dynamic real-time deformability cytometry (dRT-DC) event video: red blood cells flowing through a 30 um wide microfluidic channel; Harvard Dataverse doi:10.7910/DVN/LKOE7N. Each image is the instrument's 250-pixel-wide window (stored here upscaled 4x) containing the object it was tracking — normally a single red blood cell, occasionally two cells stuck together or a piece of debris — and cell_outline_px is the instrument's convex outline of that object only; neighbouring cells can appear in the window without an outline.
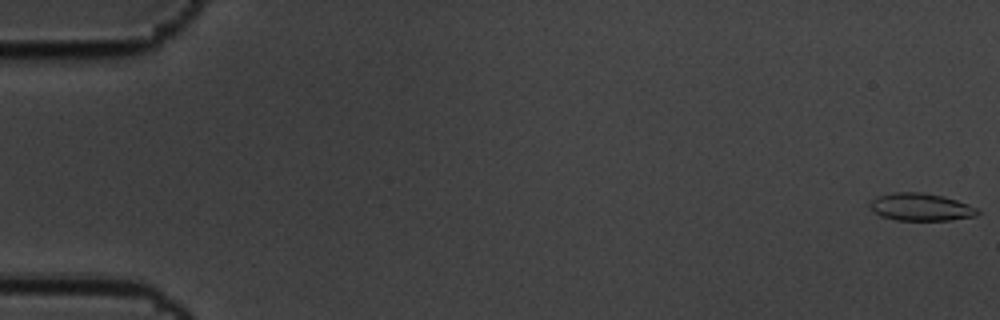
{"species": "common noctule bat (a hibernating species)", "species_latin": "Nyctalus noctula", "temperature_condition": "cold", "stored_images_in_passage": 11, "camera_frame_rate_fps": 3000, "um_per_image_px": 0.085, "animal": {"sex": "male", "body_mass_g": 19.5, "forearm_length_mm": 54.6}, "frame": {"image": 1, "passage_image": 1, "time_ms": 0.0, "image_size_px": [1000, 320], "cell_outline_px": [[980, 212], [976, 216], [948, 220], [896, 220], [880, 216], [868, 204], [872, 200], [880, 196], [892, 192], [920, 192], [944, 196], [968, 204], [976, 208]], "centroid_in_image_um": [78.28, 17.6], "position_along_channel_um": 6.7, "area_um2": 17.11}}
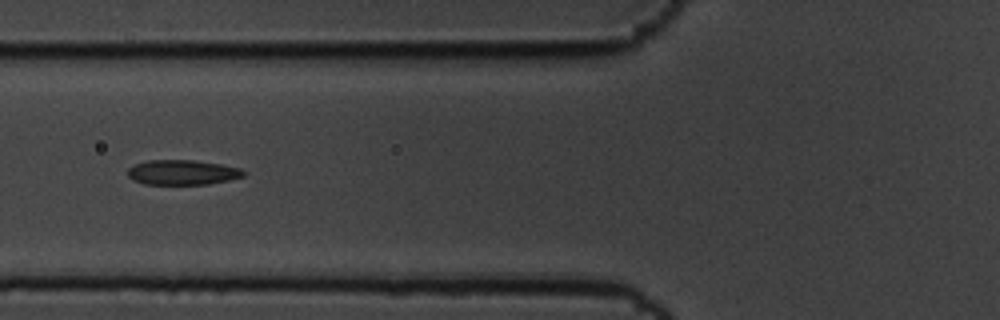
{"frame": {"image": 2, "passage_image": 7, "time_ms": 2.0, "image_size_px": [1000, 320], "cell_outline_px": [[248, 172], [244, 176], [228, 180], [208, 184], [144, 184], [132, 180], [128, 176], [128, 168], [136, 164], [148, 160], [196, 160], [220, 164], [240, 168]], "centroid_in_image_um": [15.52, 14.65], "position_along_channel_um": 110.3, "area_um2": 16.88}}
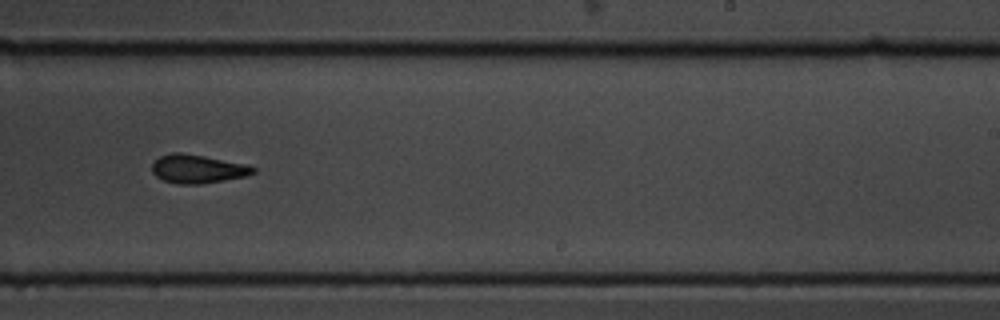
{"frame": {"image": 3, "passage_image": 11, "time_ms": 3.333, "image_size_px": [1000, 320], "cell_outline_px": [[256, 172], [244, 176], [224, 180], [200, 184], [176, 184], [164, 180], [156, 176], [152, 172], [152, 164], [160, 156], [172, 152], [184, 152], [248, 164], [256, 168]], "centroid_in_image_um": [16.8, 14.34], "position_along_channel_um": 272.2, "area_um2": 16.94}}